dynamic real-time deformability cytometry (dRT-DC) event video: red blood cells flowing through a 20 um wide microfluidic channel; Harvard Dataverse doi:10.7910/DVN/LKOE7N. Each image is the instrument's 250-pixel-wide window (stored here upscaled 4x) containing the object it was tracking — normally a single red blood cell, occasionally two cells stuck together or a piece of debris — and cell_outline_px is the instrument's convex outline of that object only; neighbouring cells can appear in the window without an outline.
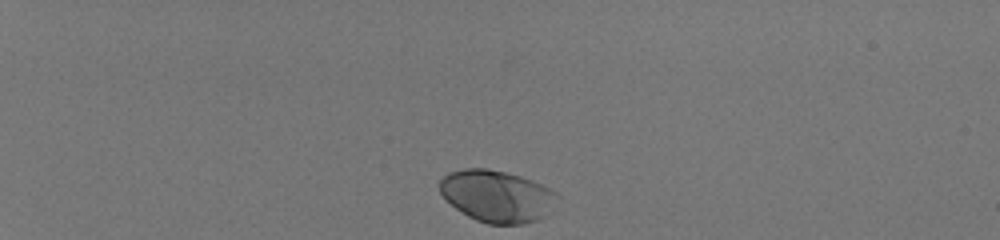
{"species": "human", "species_latin": "Homo sapiens", "temperature_condition": "room temperature", "stored_images_in_passage": 37, "camera_frame_rate_fps": 3000, "um_per_image_px": 0.085, "donor": {"sex": "male"}, "frame": {"image": 1, "passage_image": 1, "time_ms": 0.0, "image_size_px": [1000, 240], "cell_outline_px": [[560, 196], [544, 216], [536, 220], [524, 224], [488, 224], [476, 220], [468, 216], [456, 208], [440, 192], [440, 180], [444, 176], [452, 172], [464, 168], [488, 168], [520, 176], [532, 180], [556, 192]], "centroid_in_image_um": [42.25, 16.67], "position_along_channel_um": 42.8, "area_um2": 35.14}}
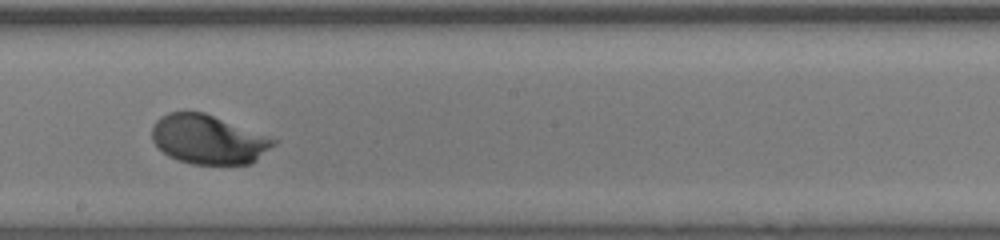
{"frame": {"image": 2, "passage_image": 22, "time_ms": 7.0, "image_size_px": [1000, 240], "cell_outline_px": [[280, 140], [276, 144], [252, 164], [192, 164], [176, 160], [168, 156], [152, 140], [152, 128], [156, 120], [160, 116], [168, 112], [204, 112]], "centroid_in_image_um": [17.73, 11.86], "position_along_channel_um": 230.5, "area_um2": 34.97}}
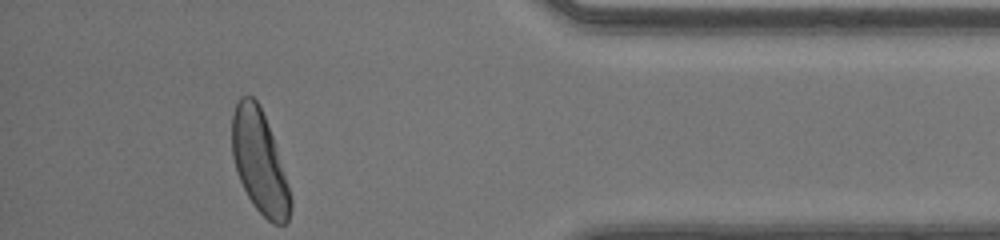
{"frame": {"image": 3, "passage_image": 37, "time_ms": 12.0, "image_size_px": [1000, 240], "cell_outline_px": [[292, 208], [288, 220], [284, 224], [272, 224], [256, 208], [248, 196], [240, 180], [232, 156], [232, 112], [240, 96], [252, 96], [256, 100], [264, 116], [272, 136], [292, 200]], "centroid_in_image_um": [22.04, 13.77], "position_along_channel_um": 413.2, "area_um2": 34.28}, "authors_computed_cell_mechanics": {"area_um2": 34.1598, "velocity_mm_per_s": 4.0891, "shape_relaxation_time_tau1_ms": 1.8, "shape_relaxation_time_tau2_ms": null, "deformation_change_tau1": 0.1407, "deformation_change_tau2": null}}